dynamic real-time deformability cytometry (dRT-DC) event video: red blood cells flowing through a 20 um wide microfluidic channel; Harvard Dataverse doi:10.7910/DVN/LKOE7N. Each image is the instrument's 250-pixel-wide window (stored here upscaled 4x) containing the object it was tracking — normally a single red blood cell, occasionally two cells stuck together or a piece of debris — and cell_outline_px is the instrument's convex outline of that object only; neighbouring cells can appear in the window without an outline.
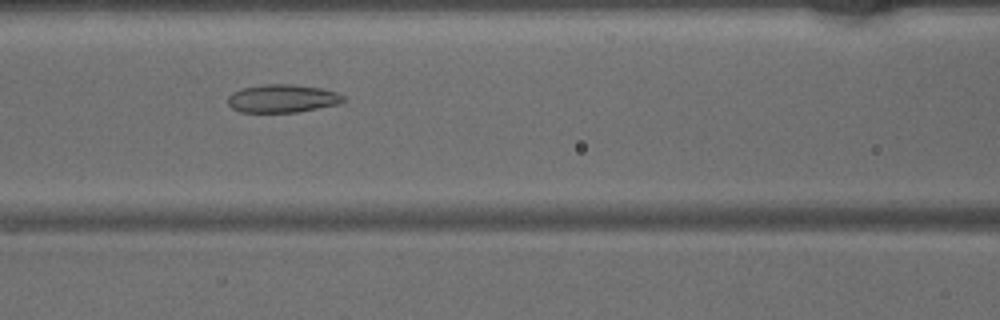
{"species": "common noctule bat (a hibernating species)", "species_latin": "Nyctalus noctula", "temperature_condition": "warm", "stored_images_in_passage": 40, "camera_frame_rate_fps": 3000, "um_per_image_px": 0.085, "animal": {"sex": "male", "body_mass_g": 15.6}, "frame": {"image": 1, "passage_image": 13, "time_ms": 4.0, "image_size_px": [1000, 320], "cell_outline_px": [[344, 100], [336, 104], [300, 112], [240, 112], [232, 108], [228, 104], [228, 96], [232, 92], [240, 88], [264, 84], [296, 84], [320, 88], [336, 92], [344, 96]], "centroid_in_image_um": [23.96, 8.36], "position_along_channel_um": 142.6, "area_um2": 18.96}}
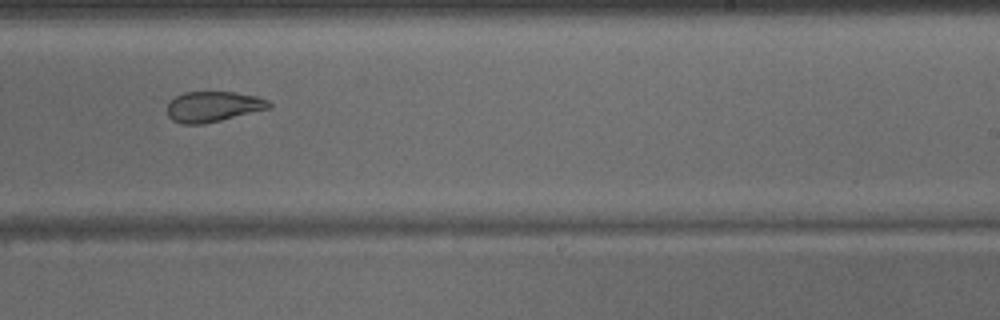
{"frame": {"image": 2, "passage_image": 22, "time_ms": 7.0, "image_size_px": [1000, 320], "cell_outline_px": [[272, 108], [220, 120], [200, 124], [184, 124], [172, 120], [168, 116], [168, 104], [176, 96], [184, 92], [236, 92], [256, 96], [268, 100], [272, 104]], "centroid_in_image_um": [18.15, 9.05], "position_along_channel_um": 270.9, "area_um2": 17.98}}
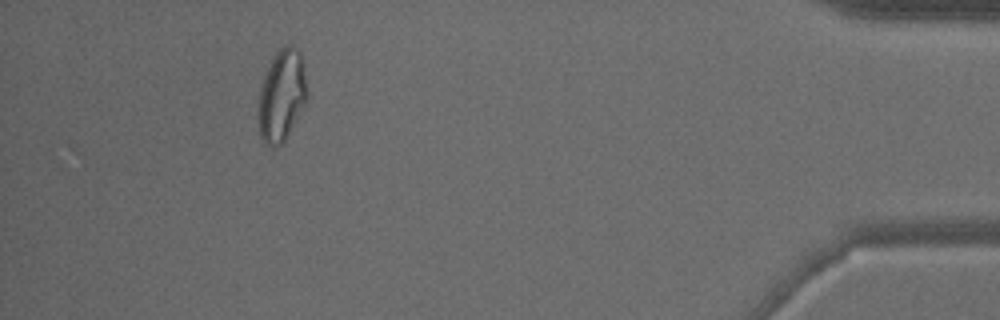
{"frame": {"image": 3, "passage_image": 36, "time_ms": 11.667, "image_size_px": [1000, 320], "cell_outline_px": [[308, 96], [304, 104], [284, 140], [276, 148], [272, 148], [260, 136], [260, 88], [264, 76], [276, 52], [284, 44], [292, 44], [300, 52]], "centroid_in_image_um": [23.96, 8.08], "position_along_channel_um": 411.2, "area_um2": 25.14}}